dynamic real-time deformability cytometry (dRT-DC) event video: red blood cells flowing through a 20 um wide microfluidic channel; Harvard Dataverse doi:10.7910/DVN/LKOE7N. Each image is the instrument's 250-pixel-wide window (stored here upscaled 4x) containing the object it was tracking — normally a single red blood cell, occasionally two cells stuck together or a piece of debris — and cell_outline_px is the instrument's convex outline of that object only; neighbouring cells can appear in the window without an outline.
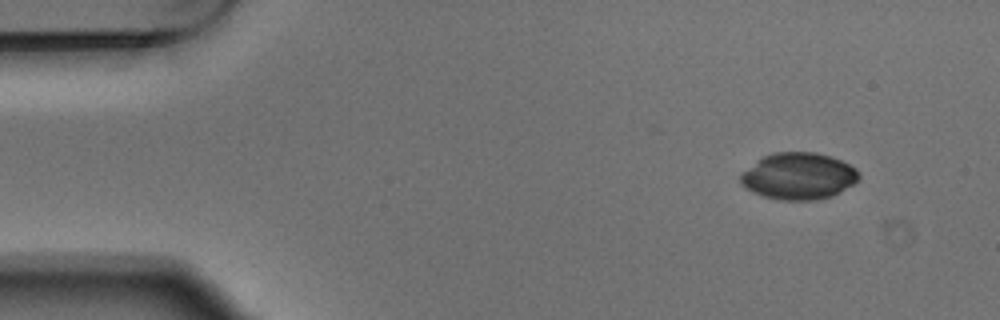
{"species": "Egyptian fruit bat (a non-hibernating species)", "species_latin": "Rousettus aegyptiacus", "temperature_condition": "warm", "stored_images_in_passage": 5, "camera_frame_rate_fps": 3000, "um_per_image_px": 0.085, "animal": {"sex": "male"}, "frame": {"image": 1, "passage_image": 1, "time_ms": 0.0, "image_size_px": [1000, 320], "cell_outline_px": [[860, 176], [852, 184], [840, 192], [832, 196], [812, 200], [780, 200], [764, 196], [752, 192], [740, 184], [740, 172], [756, 160], [772, 152], [816, 152], [840, 160], [856, 168], [860, 172]], "centroid_in_image_um": [67.83, 14.96], "position_along_channel_um": 17.2, "area_um2": 32.31}}